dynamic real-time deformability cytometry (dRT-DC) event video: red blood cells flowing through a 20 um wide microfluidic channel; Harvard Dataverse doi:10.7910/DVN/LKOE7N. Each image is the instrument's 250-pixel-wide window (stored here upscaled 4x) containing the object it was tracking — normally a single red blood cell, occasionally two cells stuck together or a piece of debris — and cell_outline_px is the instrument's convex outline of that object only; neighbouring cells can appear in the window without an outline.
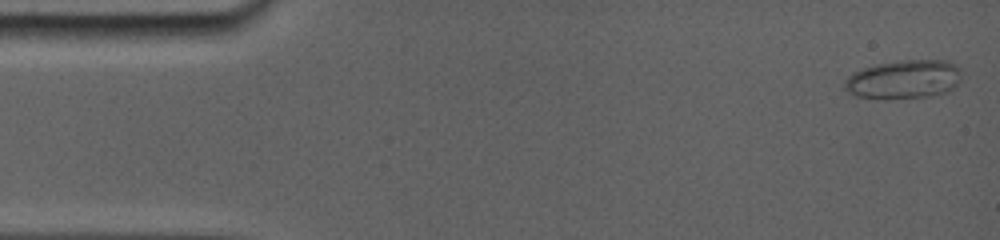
{"species": "common noctule bat (a hibernating species)", "species_latin": "Nyctalus noctula", "temperature_condition": "room temperature", "stored_images_in_passage": 23, "camera_frame_rate_fps": 5000, "um_per_image_px": 0.085, "animal": {"sex": "female", "body_mass_g": 19.0, "forearm_length_mm": 56.7}, "frame": {"image": 1, "passage_image": 1, "time_ms": 0.0, "image_size_px": [1000, 240], "cell_outline_px": [[960, 84], [948, 92], [928, 96], [856, 96], [848, 92], [844, 88], [844, 80], [848, 76], [864, 68], [896, 60], [952, 60], [960, 68]], "centroid_in_image_um": [76.91, 6.7], "position_along_channel_um": 8.1, "area_um2": 25.84}}
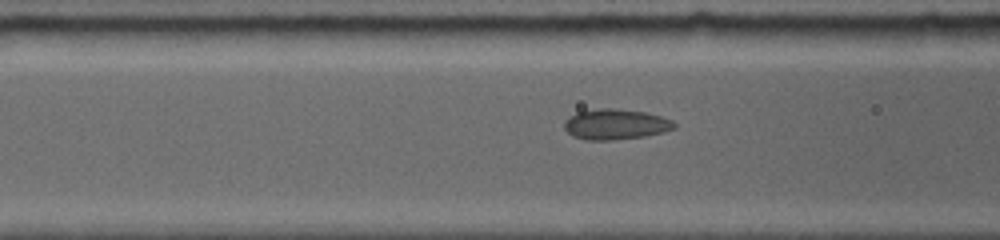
{"frame": {"image": 2, "passage_image": 18, "time_ms": 5.8, "image_size_px": [1000, 240], "cell_outline_px": [[676, 124], [672, 128], [660, 132], [640, 136], [608, 140], [588, 140], [576, 136], [568, 132], [564, 128], [564, 120], [576, 112], [600, 108], [616, 108], [644, 112], [660, 116], [672, 120]], "centroid_in_image_um": [52.27, 10.54], "position_along_channel_um": 114.3, "area_um2": 19.07}}
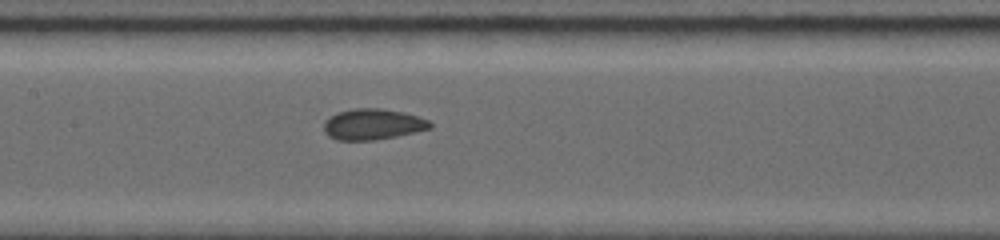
{"frame": {"image": 3, "passage_image": 23, "time_ms": 7.4, "image_size_px": [1000, 240], "cell_outline_px": [[432, 124], [428, 128], [412, 132], [392, 136], [368, 140], [340, 140], [332, 136], [324, 128], [324, 124], [336, 112], [356, 108], [380, 108], [404, 112], [428, 120]], "centroid_in_image_um": [31.69, 10.53], "position_along_channel_um": 175.7, "area_um2": 18.32}}